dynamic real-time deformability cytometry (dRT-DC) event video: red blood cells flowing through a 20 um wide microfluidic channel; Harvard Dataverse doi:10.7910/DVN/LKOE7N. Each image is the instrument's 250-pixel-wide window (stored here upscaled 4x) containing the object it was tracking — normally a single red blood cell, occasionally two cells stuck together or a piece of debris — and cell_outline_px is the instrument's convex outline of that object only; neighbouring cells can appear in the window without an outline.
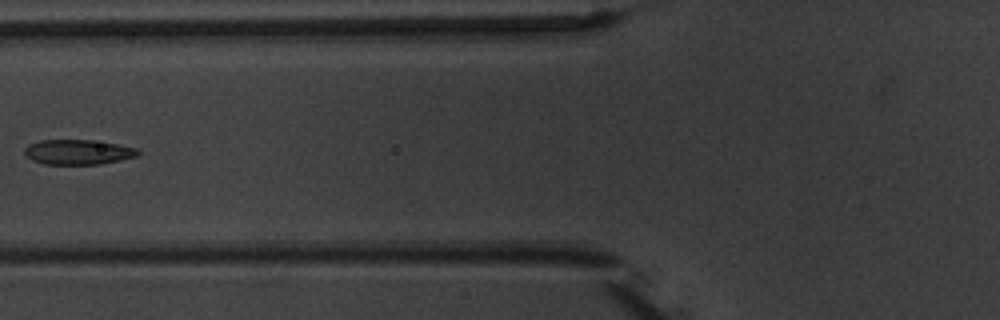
{"species": "common noctule bat (a hibernating species)", "species_latin": "Nyctalus noctula", "temperature_condition": "warm", "stored_images_in_passage": 7, "camera_frame_rate_fps": 3000, "um_per_image_px": 0.085, "animal": {"sex": "male", "body_mass_g": 20.1, "forearm_length_mm": 53.5}, "frame": {"image": 1, "passage_image": 6, "time_ms": 6.0, "image_size_px": [1000, 320], "cell_outline_px": [[140, 156], [100, 164], [44, 164], [32, 160], [24, 152], [24, 148], [28, 144], [40, 140], [92, 140], [116, 144], [136, 148], [140, 152]], "centroid_in_image_um": [6.64, 12.92], "position_along_channel_um": 119.2, "area_um2": 16.47}}
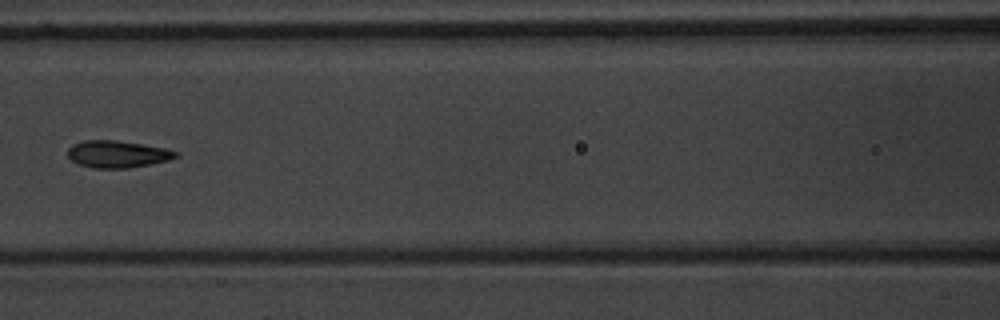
{"frame": {"image": 2, "passage_image": 7, "time_ms": 7.0, "image_size_px": [1000, 320], "cell_outline_px": [[180, 152], [176, 156], [168, 160], [152, 164], [128, 168], [92, 168], [80, 164], [72, 160], [68, 156], [68, 148], [72, 144], [84, 140], [116, 140], [164, 148]], "centroid_in_image_um": [9.96, 13.1], "position_along_channel_um": 156.6, "area_um2": 16.94}}